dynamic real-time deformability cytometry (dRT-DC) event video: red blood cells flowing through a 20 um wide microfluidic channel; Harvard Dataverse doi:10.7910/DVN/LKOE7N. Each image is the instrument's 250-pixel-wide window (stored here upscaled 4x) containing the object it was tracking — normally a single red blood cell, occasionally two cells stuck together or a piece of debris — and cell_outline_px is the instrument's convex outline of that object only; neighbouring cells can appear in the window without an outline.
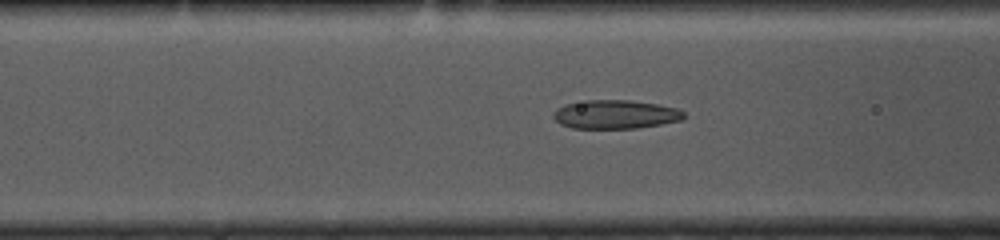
{"species": "common noctule bat (a hibernating species)", "species_latin": "Nyctalus noctula", "temperature_condition": "cold", "stored_images_in_passage": 52, "camera_frame_rate_fps": 3000, "um_per_image_px": 0.085, "animal": {"sex": "female", "body_mass_g": 10.0, "forearm_length_mm": 53.1}, "frame": {"image": 1, "passage_image": 19, "time_ms": 6.0, "image_size_px": [1000, 240], "cell_outline_px": [[684, 116], [680, 120], [660, 124], [636, 128], [572, 128], [560, 124], [552, 116], [552, 112], [556, 108], [564, 104], [588, 100], [628, 100], [656, 104], [676, 108], [684, 112]], "centroid_in_image_um": [52.24, 9.72], "position_along_channel_um": 114.4, "area_um2": 21.73}}
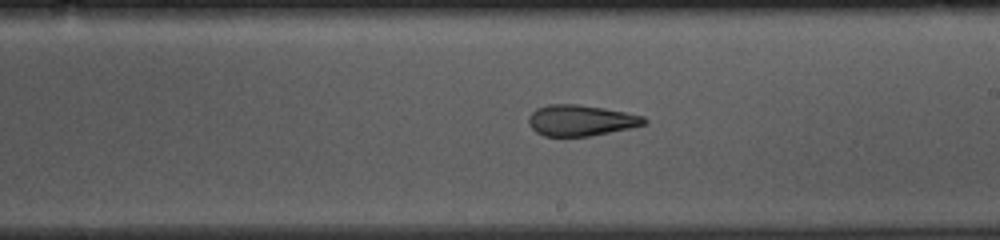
{"frame": {"image": 2, "passage_image": 29, "time_ms": 9.333, "image_size_px": [1000, 240], "cell_outline_px": [[648, 120], [644, 124], [632, 128], [588, 136], [544, 136], [536, 132], [528, 124], [528, 116], [536, 108], [548, 104], [576, 104], [604, 108], [644, 116]], "centroid_in_image_um": [49.35, 10.23], "position_along_channel_um": 239.7, "area_um2": 20.87}}
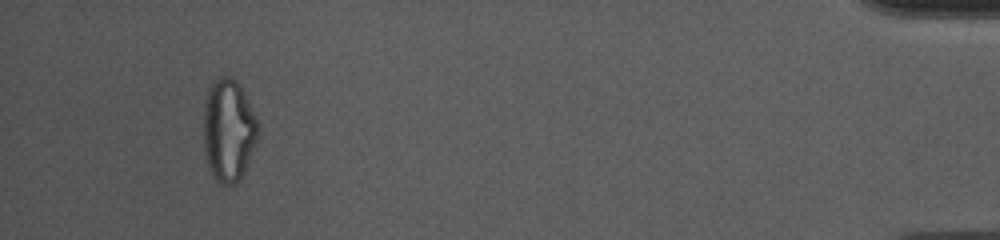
{"frame": {"image": 3, "passage_image": 49, "time_ms": 16.0, "image_size_px": [1000, 240], "cell_outline_px": [[260, 128], [256, 140], [244, 172], [240, 180], [236, 184], [224, 184], [216, 180], [208, 164], [204, 152], [204, 104], [208, 88], [220, 76], [228, 76], [236, 80]], "centroid_in_image_um": [19.4, 11.09], "position_along_channel_um": 415.8, "area_um2": 31.91}, "authors_computed_cell_mechanics": {"area_um2": 22.6865, "velocity_mm_per_s": 3.7492, "shape_relaxation_time_tau1_ms": null, "shape_relaxation_time_tau2_ms": 2.3032, "deformation_change_tau1": null, "deformation_change_tau2": 0.0998}}